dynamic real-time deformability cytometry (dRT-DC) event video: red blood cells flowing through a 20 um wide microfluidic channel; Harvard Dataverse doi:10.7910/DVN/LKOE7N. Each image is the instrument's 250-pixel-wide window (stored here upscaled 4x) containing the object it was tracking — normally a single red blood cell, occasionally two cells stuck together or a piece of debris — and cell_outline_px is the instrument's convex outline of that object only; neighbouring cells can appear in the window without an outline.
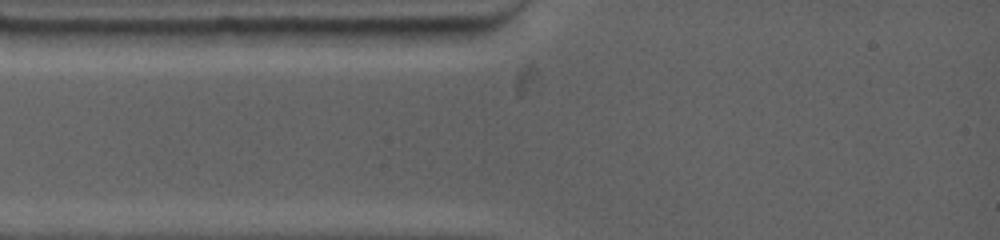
{"species": "common noctule bat (a hibernating species)", "species_latin": "Nyctalus noctula", "temperature_condition": "warm", "stored_images_in_passage": 2, "camera_frame_rate_fps": 4500, "um_per_image_px": 0.085, "animal": {"sex": "female", "body_mass_g": 19.0, "forearm_length_mm": 53.3}, "frame": {"image": 1, "passage_image": 1, "time_ms": 0.0, "image_size_px": [1000, 240], "cell_outline_px": [[308, 28], [292, 44], [212, 44], [156, 32], [184, 28]], "centroid_in_image_um": [20.34, 3.0], "position_along_channel_um": 64.7, "area_um2": 13.81}}